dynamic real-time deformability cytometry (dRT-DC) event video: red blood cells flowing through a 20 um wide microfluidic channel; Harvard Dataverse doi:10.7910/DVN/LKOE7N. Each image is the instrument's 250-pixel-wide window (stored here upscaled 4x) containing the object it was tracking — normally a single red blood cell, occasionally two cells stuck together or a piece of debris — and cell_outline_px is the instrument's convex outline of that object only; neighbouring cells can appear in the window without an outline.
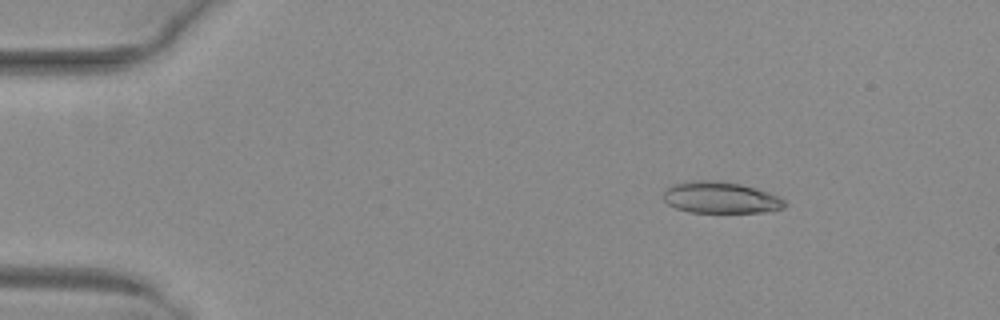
{"species": "common noctule bat (a hibernating species)", "species_latin": "Nyctalus noctula", "temperature_condition": "warm", "stored_images_in_passage": 52, "camera_frame_rate_fps": 3000, "um_per_image_px": 0.085, "animal": {"sex": "female", "body_mass_g": 29.2, "forearm_length_mm": 56.3}, "frame": {"image": 1, "passage_image": 8, "time_ms": 2.333, "image_size_px": [1000, 320], "cell_outline_px": [[788, 204], [784, 208], [772, 212], [688, 212], [676, 208], [668, 204], [664, 200], [664, 192], [672, 184], [692, 180], [712, 180], [740, 184], [756, 188], [780, 196]], "centroid_in_image_um": [61.29, 16.8], "position_along_channel_um": 23.7, "area_um2": 22.43}}
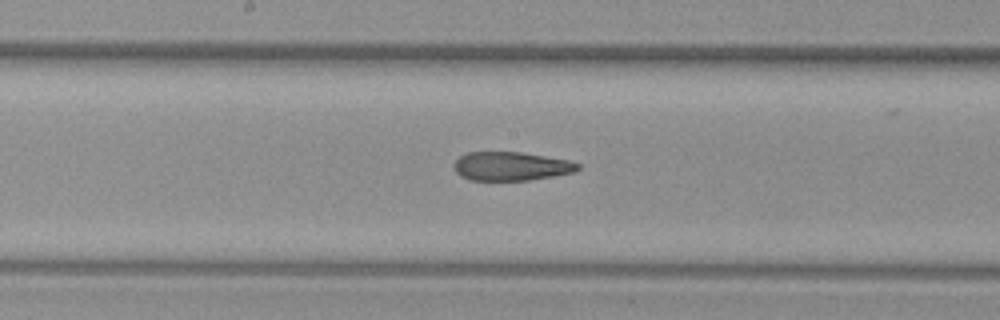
{"frame": {"image": 2, "passage_image": 28, "time_ms": 9.0, "image_size_px": [1000, 320], "cell_outline_px": [[580, 168], [576, 172], [528, 180], [468, 180], [460, 176], [456, 172], [452, 164], [460, 156], [468, 152], [520, 152], [568, 160], [580, 164]], "centroid_in_image_um": [43.42, 14.13], "position_along_channel_um": 204.8, "area_um2": 20.75}}
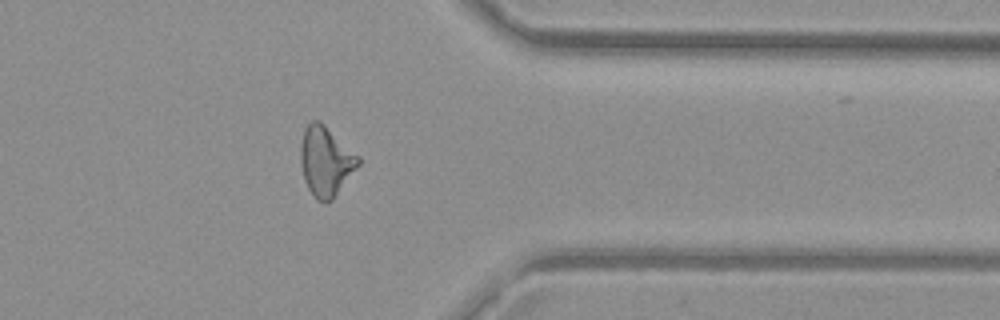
{"frame": {"image": 3, "passage_image": 42, "time_ms": 13.667, "image_size_px": [1000, 320], "cell_outline_px": [[360, 164], [332, 200], [324, 204], [316, 200], [308, 188], [304, 180], [300, 164], [300, 144], [304, 128], [312, 120], [320, 120], [360, 156]], "centroid_in_image_um": [27.68, 13.7], "position_along_channel_um": 383.7, "area_um2": 23.76}, "authors_computed_cell_mechanics": {"area_um2": 22.8599, "velocity_mm_per_s": 4.0501, "shape_relaxation_time_tau1_ms": null, "shape_relaxation_time_tau2_ms": 2.3022, "deformation_change_tau1": null, "deformation_change_tau2": 0.1168}}